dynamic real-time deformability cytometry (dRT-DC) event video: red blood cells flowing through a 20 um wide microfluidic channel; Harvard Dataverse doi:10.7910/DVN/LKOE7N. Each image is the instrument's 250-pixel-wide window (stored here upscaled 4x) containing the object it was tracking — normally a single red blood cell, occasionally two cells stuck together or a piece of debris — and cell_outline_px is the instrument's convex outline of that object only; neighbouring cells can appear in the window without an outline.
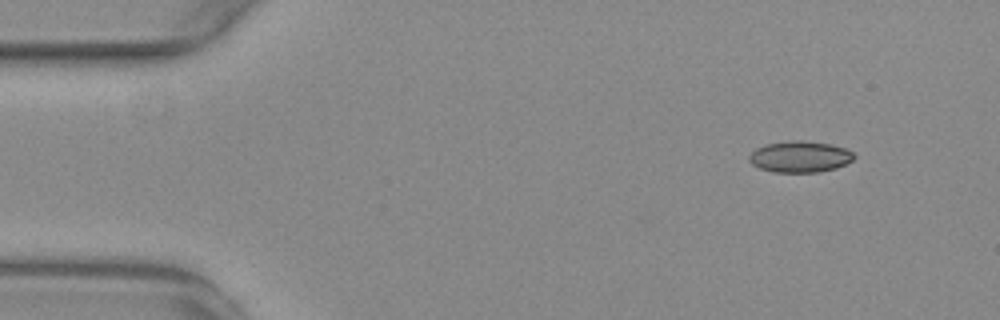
{"species": "common noctule bat (a hibernating species)", "species_latin": "Nyctalus noctula", "temperature_condition": "warm", "stored_images_in_passage": 50, "camera_frame_rate_fps": 3000, "um_per_image_px": 0.085, "animal": {"sex": "female", "body_mass_g": 29.2, "forearm_length_mm": 56.3}, "frame": {"image": 1, "passage_image": 1, "time_ms": 0.0, "image_size_px": [1000, 320], "cell_outline_px": [[856, 156], [852, 160], [836, 168], [820, 172], [772, 172], [760, 168], [752, 164], [748, 160], [748, 156], [756, 148], [764, 144], [788, 140], [804, 140], [832, 144], [844, 148], [852, 152]], "centroid_in_image_um": [67.97, 13.31], "position_along_channel_um": 17.0, "area_um2": 19.31}}
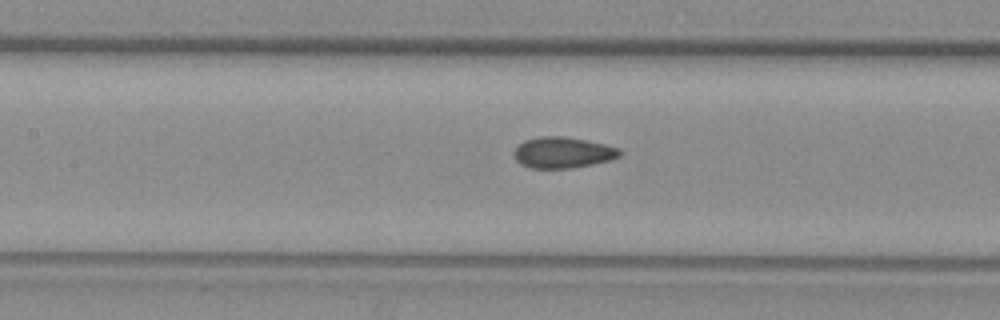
{"frame": {"image": 2, "passage_image": 20, "time_ms": 6.333, "image_size_px": [1000, 320], "cell_outline_px": [[620, 156], [612, 160], [572, 168], [528, 168], [520, 164], [516, 160], [512, 152], [516, 144], [524, 140], [540, 136], [564, 136], [604, 144], [620, 148]], "centroid_in_image_um": [47.78, 12.96], "position_along_channel_um": 159.6, "area_um2": 19.36}}
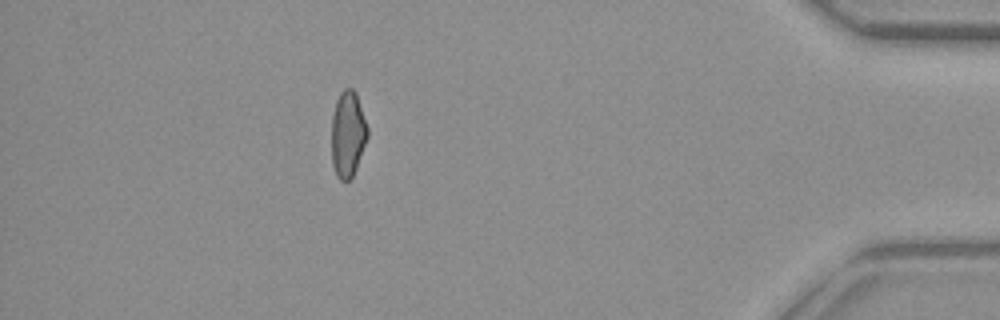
{"frame": {"image": 3, "passage_image": 44, "time_ms": 14.333, "image_size_px": [1000, 320], "cell_outline_px": [[368, 136], [356, 168], [352, 176], [348, 180], [340, 180], [336, 176], [332, 164], [332, 116], [336, 100], [340, 92], [344, 88], [352, 88], [356, 92], [368, 128]], "centroid_in_image_um": [29.56, 11.38], "position_along_channel_um": 405.6, "area_um2": 18.03}, "authors_computed_cell_mechanics": {"area_um2": 18.9584, "velocity_mm_per_s": 3.7655, "shape_relaxation_time_tau1_ms": null, "shape_relaxation_time_tau2_ms": 1.4247, "deformation_change_tau1": null, "deformation_change_tau2": 0.0725}}